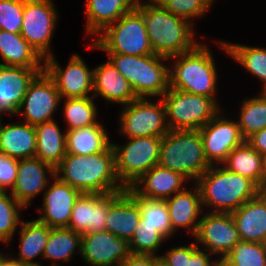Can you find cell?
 Returning <instances> with one entry per match:
<instances>
[{
	"instance_id": "48",
	"label": "cell",
	"mask_w": 266,
	"mask_h": 266,
	"mask_svg": "<svg viewBox=\"0 0 266 266\" xmlns=\"http://www.w3.org/2000/svg\"><path fill=\"white\" fill-rule=\"evenodd\" d=\"M1 252V251H0ZM0 266H29L13 259V257L0 253Z\"/></svg>"
},
{
	"instance_id": "26",
	"label": "cell",
	"mask_w": 266,
	"mask_h": 266,
	"mask_svg": "<svg viewBox=\"0 0 266 266\" xmlns=\"http://www.w3.org/2000/svg\"><path fill=\"white\" fill-rule=\"evenodd\" d=\"M138 0H86V32L99 35L108 25L132 11Z\"/></svg>"
},
{
	"instance_id": "10",
	"label": "cell",
	"mask_w": 266,
	"mask_h": 266,
	"mask_svg": "<svg viewBox=\"0 0 266 266\" xmlns=\"http://www.w3.org/2000/svg\"><path fill=\"white\" fill-rule=\"evenodd\" d=\"M123 107L119 132L127 138L163 137L168 133L166 109L161 98L156 103L150 101L149 97L136 98Z\"/></svg>"
},
{
	"instance_id": "49",
	"label": "cell",
	"mask_w": 266,
	"mask_h": 266,
	"mask_svg": "<svg viewBox=\"0 0 266 266\" xmlns=\"http://www.w3.org/2000/svg\"><path fill=\"white\" fill-rule=\"evenodd\" d=\"M263 169V191L266 190V153L261 155Z\"/></svg>"
},
{
	"instance_id": "29",
	"label": "cell",
	"mask_w": 266,
	"mask_h": 266,
	"mask_svg": "<svg viewBox=\"0 0 266 266\" xmlns=\"http://www.w3.org/2000/svg\"><path fill=\"white\" fill-rule=\"evenodd\" d=\"M35 157L54 169L66 155V131L63 134L55 120L35 125Z\"/></svg>"
},
{
	"instance_id": "36",
	"label": "cell",
	"mask_w": 266,
	"mask_h": 266,
	"mask_svg": "<svg viewBox=\"0 0 266 266\" xmlns=\"http://www.w3.org/2000/svg\"><path fill=\"white\" fill-rule=\"evenodd\" d=\"M245 99L240 107L238 126L241 135L247 140L254 133L266 128V92Z\"/></svg>"
},
{
	"instance_id": "17",
	"label": "cell",
	"mask_w": 266,
	"mask_h": 266,
	"mask_svg": "<svg viewBox=\"0 0 266 266\" xmlns=\"http://www.w3.org/2000/svg\"><path fill=\"white\" fill-rule=\"evenodd\" d=\"M130 254L129 242L109 231L82 235L81 258L90 266H120Z\"/></svg>"
},
{
	"instance_id": "40",
	"label": "cell",
	"mask_w": 266,
	"mask_h": 266,
	"mask_svg": "<svg viewBox=\"0 0 266 266\" xmlns=\"http://www.w3.org/2000/svg\"><path fill=\"white\" fill-rule=\"evenodd\" d=\"M166 239L152 226L143 223L141 216L130 244L131 254L154 255Z\"/></svg>"
},
{
	"instance_id": "38",
	"label": "cell",
	"mask_w": 266,
	"mask_h": 266,
	"mask_svg": "<svg viewBox=\"0 0 266 266\" xmlns=\"http://www.w3.org/2000/svg\"><path fill=\"white\" fill-rule=\"evenodd\" d=\"M221 264L223 266H266V244L239 240Z\"/></svg>"
},
{
	"instance_id": "21",
	"label": "cell",
	"mask_w": 266,
	"mask_h": 266,
	"mask_svg": "<svg viewBox=\"0 0 266 266\" xmlns=\"http://www.w3.org/2000/svg\"><path fill=\"white\" fill-rule=\"evenodd\" d=\"M240 240L266 244V190L231 212Z\"/></svg>"
},
{
	"instance_id": "12",
	"label": "cell",
	"mask_w": 266,
	"mask_h": 266,
	"mask_svg": "<svg viewBox=\"0 0 266 266\" xmlns=\"http://www.w3.org/2000/svg\"><path fill=\"white\" fill-rule=\"evenodd\" d=\"M54 55L44 59V71L54 81L61 99L90 97L93 91V69L78 54L72 55L64 69Z\"/></svg>"
},
{
	"instance_id": "47",
	"label": "cell",
	"mask_w": 266,
	"mask_h": 266,
	"mask_svg": "<svg viewBox=\"0 0 266 266\" xmlns=\"http://www.w3.org/2000/svg\"><path fill=\"white\" fill-rule=\"evenodd\" d=\"M246 141L259 154L266 153V128L254 133Z\"/></svg>"
},
{
	"instance_id": "9",
	"label": "cell",
	"mask_w": 266,
	"mask_h": 266,
	"mask_svg": "<svg viewBox=\"0 0 266 266\" xmlns=\"http://www.w3.org/2000/svg\"><path fill=\"white\" fill-rule=\"evenodd\" d=\"M129 139L125 145L111 143L115 170L120 183L130 187L143 174L158 165L162 137L143 136Z\"/></svg>"
},
{
	"instance_id": "51",
	"label": "cell",
	"mask_w": 266,
	"mask_h": 266,
	"mask_svg": "<svg viewBox=\"0 0 266 266\" xmlns=\"http://www.w3.org/2000/svg\"><path fill=\"white\" fill-rule=\"evenodd\" d=\"M1 118H2V114L0 113V126H1V123H2V122H1V121H2Z\"/></svg>"
},
{
	"instance_id": "25",
	"label": "cell",
	"mask_w": 266,
	"mask_h": 266,
	"mask_svg": "<svg viewBox=\"0 0 266 266\" xmlns=\"http://www.w3.org/2000/svg\"><path fill=\"white\" fill-rule=\"evenodd\" d=\"M141 218L136 201L124 190L109 206L106 231L131 241Z\"/></svg>"
},
{
	"instance_id": "19",
	"label": "cell",
	"mask_w": 266,
	"mask_h": 266,
	"mask_svg": "<svg viewBox=\"0 0 266 266\" xmlns=\"http://www.w3.org/2000/svg\"><path fill=\"white\" fill-rule=\"evenodd\" d=\"M53 177L55 169L39 158L18 160L17 178L11 195L24 207H29L31 200L50 185L48 175Z\"/></svg>"
},
{
	"instance_id": "33",
	"label": "cell",
	"mask_w": 266,
	"mask_h": 266,
	"mask_svg": "<svg viewBox=\"0 0 266 266\" xmlns=\"http://www.w3.org/2000/svg\"><path fill=\"white\" fill-rule=\"evenodd\" d=\"M81 246V234L67 227L51 228L43 258L55 261L51 266H59L58 261L69 262L77 249L81 255Z\"/></svg>"
},
{
	"instance_id": "11",
	"label": "cell",
	"mask_w": 266,
	"mask_h": 266,
	"mask_svg": "<svg viewBox=\"0 0 266 266\" xmlns=\"http://www.w3.org/2000/svg\"><path fill=\"white\" fill-rule=\"evenodd\" d=\"M57 19L52 0H24L20 34L43 59L53 55L50 43Z\"/></svg>"
},
{
	"instance_id": "39",
	"label": "cell",
	"mask_w": 266,
	"mask_h": 266,
	"mask_svg": "<svg viewBox=\"0 0 266 266\" xmlns=\"http://www.w3.org/2000/svg\"><path fill=\"white\" fill-rule=\"evenodd\" d=\"M24 207L7 192H0V241L3 243L9 242L17 231V226L20 225V210Z\"/></svg>"
},
{
	"instance_id": "15",
	"label": "cell",
	"mask_w": 266,
	"mask_h": 266,
	"mask_svg": "<svg viewBox=\"0 0 266 266\" xmlns=\"http://www.w3.org/2000/svg\"><path fill=\"white\" fill-rule=\"evenodd\" d=\"M194 238L198 247L202 245L209 254L220 255V262L240 240L231 213L220 212L203 215Z\"/></svg>"
},
{
	"instance_id": "44",
	"label": "cell",
	"mask_w": 266,
	"mask_h": 266,
	"mask_svg": "<svg viewBox=\"0 0 266 266\" xmlns=\"http://www.w3.org/2000/svg\"><path fill=\"white\" fill-rule=\"evenodd\" d=\"M197 244L191 243L188 246L171 248L164 255L160 256L169 266H188V260L191 253L197 248Z\"/></svg>"
},
{
	"instance_id": "24",
	"label": "cell",
	"mask_w": 266,
	"mask_h": 266,
	"mask_svg": "<svg viewBox=\"0 0 266 266\" xmlns=\"http://www.w3.org/2000/svg\"><path fill=\"white\" fill-rule=\"evenodd\" d=\"M192 190L184 189L165 201L173 231L176 232L181 227L188 228L194 237L200 222L199 215L203 214L201 213L203 205L198 186L195 185Z\"/></svg>"
},
{
	"instance_id": "30",
	"label": "cell",
	"mask_w": 266,
	"mask_h": 266,
	"mask_svg": "<svg viewBox=\"0 0 266 266\" xmlns=\"http://www.w3.org/2000/svg\"><path fill=\"white\" fill-rule=\"evenodd\" d=\"M111 143L101 124L66 130V154L93 155L106 151Z\"/></svg>"
},
{
	"instance_id": "32",
	"label": "cell",
	"mask_w": 266,
	"mask_h": 266,
	"mask_svg": "<svg viewBox=\"0 0 266 266\" xmlns=\"http://www.w3.org/2000/svg\"><path fill=\"white\" fill-rule=\"evenodd\" d=\"M222 165L226 169L252 180L263 191L262 157L247 141L234 148Z\"/></svg>"
},
{
	"instance_id": "34",
	"label": "cell",
	"mask_w": 266,
	"mask_h": 266,
	"mask_svg": "<svg viewBox=\"0 0 266 266\" xmlns=\"http://www.w3.org/2000/svg\"><path fill=\"white\" fill-rule=\"evenodd\" d=\"M218 44L228 53L227 55L240 63L250 74L258 77L263 83L261 92H266V49L225 41H219Z\"/></svg>"
},
{
	"instance_id": "42",
	"label": "cell",
	"mask_w": 266,
	"mask_h": 266,
	"mask_svg": "<svg viewBox=\"0 0 266 266\" xmlns=\"http://www.w3.org/2000/svg\"><path fill=\"white\" fill-rule=\"evenodd\" d=\"M23 13L24 0H0V29L20 33Z\"/></svg>"
},
{
	"instance_id": "43",
	"label": "cell",
	"mask_w": 266,
	"mask_h": 266,
	"mask_svg": "<svg viewBox=\"0 0 266 266\" xmlns=\"http://www.w3.org/2000/svg\"><path fill=\"white\" fill-rule=\"evenodd\" d=\"M18 160L0 151V191L13 189L17 178ZM8 189V190H7Z\"/></svg>"
},
{
	"instance_id": "4",
	"label": "cell",
	"mask_w": 266,
	"mask_h": 266,
	"mask_svg": "<svg viewBox=\"0 0 266 266\" xmlns=\"http://www.w3.org/2000/svg\"><path fill=\"white\" fill-rule=\"evenodd\" d=\"M168 59L175 61L169 68L170 88L213 98L218 102L214 97L218 71L208 45L199 43L191 51Z\"/></svg>"
},
{
	"instance_id": "13",
	"label": "cell",
	"mask_w": 266,
	"mask_h": 266,
	"mask_svg": "<svg viewBox=\"0 0 266 266\" xmlns=\"http://www.w3.org/2000/svg\"><path fill=\"white\" fill-rule=\"evenodd\" d=\"M220 112L199 129L204 153L211 166L215 163L222 165L229 153L246 141L241 135L238 122L225 118L224 113Z\"/></svg>"
},
{
	"instance_id": "46",
	"label": "cell",
	"mask_w": 266,
	"mask_h": 266,
	"mask_svg": "<svg viewBox=\"0 0 266 266\" xmlns=\"http://www.w3.org/2000/svg\"><path fill=\"white\" fill-rule=\"evenodd\" d=\"M158 255L130 254L120 266H154Z\"/></svg>"
},
{
	"instance_id": "31",
	"label": "cell",
	"mask_w": 266,
	"mask_h": 266,
	"mask_svg": "<svg viewBox=\"0 0 266 266\" xmlns=\"http://www.w3.org/2000/svg\"><path fill=\"white\" fill-rule=\"evenodd\" d=\"M20 226L19 255L13 259L29 266H42L33 259L40 255L43 257L51 228L37 219L29 222L21 221Z\"/></svg>"
},
{
	"instance_id": "18",
	"label": "cell",
	"mask_w": 266,
	"mask_h": 266,
	"mask_svg": "<svg viewBox=\"0 0 266 266\" xmlns=\"http://www.w3.org/2000/svg\"><path fill=\"white\" fill-rule=\"evenodd\" d=\"M53 179V184L42 195L44 206L37 211L44 213L37 220L50 228L68 227L73 206L81 192L61 181L56 175Z\"/></svg>"
},
{
	"instance_id": "8",
	"label": "cell",
	"mask_w": 266,
	"mask_h": 266,
	"mask_svg": "<svg viewBox=\"0 0 266 266\" xmlns=\"http://www.w3.org/2000/svg\"><path fill=\"white\" fill-rule=\"evenodd\" d=\"M169 130H199L219 111L213 99L169 88L162 96Z\"/></svg>"
},
{
	"instance_id": "22",
	"label": "cell",
	"mask_w": 266,
	"mask_h": 266,
	"mask_svg": "<svg viewBox=\"0 0 266 266\" xmlns=\"http://www.w3.org/2000/svg\"><path fill=\"white\" fill-rule=\"evenodd\" d=\"M188 180L181 173L164 168L159 164L143 174L130 187L140 196L149 199L166 200L185 189ZM184 187V188H183Z\"/></svg>"
},
{
	"instance_id": "45",
	"label": "cell",
	"mask_w": 266,
	"mask_h": 266,
	"mask_svg": "<svg viewBox=\"0 0 266 266\" xmlns=\"http://www.w3.org/2000/svg\"><path fill=\"white\" fill-rule=\"evenodd\" d=\"M209 255L197 247L189 257L188 266H218L221 263L219 260H210Z\"/></svg>"
},
{
	"instance_id": "37",
	"label": "cell",
	"mask_w": 266,
	"mask_h": 266,
	"mask_svg": "<svg viewBox=\"0 0 266 266\" xmlns=\"http://www.w3.org/2000/svg\"><path fill=\"white\" fill-rule=\"evenodd\" d=\"M94 97L67 98L64 105V118L67 123L66 130L79 129L97 122V108Z\"/></svg>"
},
{
	"instance_id": "1",
	"label": "cell",
	"mask_w": 266,
	"mask_h": 266,
	"mask_svg": "<svg viewBox=\"0 0 266 266\" xmlns=\"http://www.w3.org/2000/svg\"><path fill=\"white\" fill-rule=\"evenodd\" d=\"M55 175L81 193L108 194L126 190L116 175L112 146L93 155L66 154L55 168Z\"/></svg>"
},
{
	"instance_id": "20",
	"label": "cell",
	"mask_w": 266,
	"mask_h": 266,
	"mask_svg": "<svg viewBox=\"0 0 266 266\" xmlns=\"http://www.w3.org/2000/svg\"><path fill=\"white\" fill-rule=\"evenodd\" d=\"M43 71L0 64V113L16 115L29 84Z\"/></svg>"
},
{
	"instance_id": "3",
	"label": "cell",
	"mask_w": 266,
	"mask_h": 266,
	"mask_svg": "<svg viewBox=\"0 0 266 266\" xmlns=\"http://www.w3.org/2000/svg\"><path fill=\"white\" fill-rule=\"evenodd\" d=\"M201 193L203 207L211 212L231 213L256 197L262 190L250 179L223 165H213L195 183Z\"/></svg>"
},
{
	"instance_id": "16",
	"label": "cell",
	"mask_w": 266,
	"mask_h": 266,
	"mask_svg": "<svg viewBox=\"0 0 266 266\" xmlns=\"http://www.w3.org/2000/svg\"><path fill=\"white\" fill-rule=\"evenodd\" d=\"M122 192L81 193L73 206L67 228L81 235L105 231L109 206Z\"/></svg>"
},
{
	"instance_id": "14",
	"label": "cell",
	"mask_w": 266,
	"mask_h": 266,
	"mask_svg": "<svg viewBox=\"0 0 266 266\" xmlns=\"http://www.w3.org/2000/svg\"><path fill=\"white\" fill-rule=\"evenodd\" d=\"M61 100L54 81L43 71L29 84L17 115L22 112L24 122L34 126L52 121Z\"/></svg>"
},
{
	"instance_id": "50",
	"label": "cell",
	"mask_w": 266,
	"mask_h": 266,
	"mask_svg": "<svg viewBox=\"0 0 266 266\" xmlns=\"http://www.w3.org/2000/svg\"><path fill=\"white\" fill-rule=\"evenodd\" d=\"M154 266H169L160 256L154 260Z\"/></svg>"
},
{
	"instance_id": "6",
	"label": "cell",
	"mask_w": 266,
	"mask_h": 266,
	"mask_svg": "<svg viewBox=\"0 0 266 266\" xmlns=\"http://www.w3.org/2000/svg\"><path fill=\"white\" fill-rule=\"evenodd\" d=\"M158 164L196 182L211 166L199 130H169L162 137Z\"/></svg>"
},
{
	"instance_id": "35",
	"label": "cell",
	"mask_w": 266,
	"mask_h": 266,
	"mask_svg": "<svg viewBox=\"0 0 266 266\" xmlns=\"http://www.w3.org/2000/svg\"><path fill=\"white\" fill-rule=\"evenodd\" d=\"M138 204L143 223L154 227L166 240L175 233L165 200L149 199L138 195L131 187L125 190Z\"/></svg>"
},
{
	"instance_id": "5",
	"label": "cell",
	"mask_w": 266,
	"mask_h": 266,
	"mask_svg": "<svg viewBox=\"0 0 266 266\" xmlns=\"http://www.w3.org/2000/svg\"><path fill=\"white\" fill-rule=\"evenodd\" d=\"M109 60L129 81L137 98L162 97L170 88L169 66L166 57L156 54L132 56L107 53Z\"/></svg>"
},
{
	"instance_id": "7",
	"label": "cell",
	"mask_w": 266,
	"mask_h": 266,
	"mask_svg": "<svg viewBox=\"0 0 266 266\" xmlns=\"http://www.w3.org/2000/svg\"><path fill=\"white\" fill-rule=\"evenodd\" d=\"M99 36L89 45L90 48L104 50L105 53L132 56L154 54L143 14L136 7L108 25Z\"/></svg>"
},
{
	"instance_id": "27",
	"label": "cell",
	"mask_w": 266,
	"mask_h": 266,
	"mask_svg": "<svg viewBox=\"0 0 266 266\" xmlns=\"http://www.w3.org/2000/svg\"><path fill=\"white\" fill-rule=\"evenodd\" d=\"M0 151L17 160L35 157V126L25 122L7 125L1 123Z\"/></svg>"
},
{
	"instance_id": "28",
	"label": "cell",
	"mask_w": 266,
	"mask_h": 266,
	"mask_svg": "<svg viewBox=\"0 0 266 266\" xmlns=\"http://www.w3.org/2000/svg\"><path fill=\"white\" fill-rule=\"evenodd\" d=\"M0 56L4 62L0 63L2 65L44 68V59L20 33H11L0 29Z\"/></svg>"
},
{
	"instance_id": "41",
	"label": "cell",
	"mask_w": 266,
	"mask_h": 266,
	"mask_svg": "<svg viewBox=\"0 0 266 266\" xmlns=\"http://www.w3.org/2000/svg\"><path fill=\"white\" fill-rule=\"evenodd\" d=\"M168 11L176 16L185 18L189 22L193 18L203 17L212 6L214 0H156ZM191 20V21H190Z\"/></svg>"
},
{
	"instance_id": "2",
	"label": "cell",
	"mask_w": 266,
	"mask_h": 266,
	"mask_svg": "<svg viewBox=\"0 0 266 266\" xmlns=\"http://www.w3.org/2000/svg\"><path fill=\"white\" fill-rule=\"evenodd\" d=\"M136 8L143 14L154 54L170 58L191 51L199 44L193 38L194 22L174 15L156 0H138Z\"/></svg>"
},
{
	"instance_id": "23",
	"label": "cell",
	"mask_w": 266,
	"mask_h": 266,
	"mask_svg": "<svg viewBox=\"0 0 266 266\" xmlns=\"http://www.w3.org/2000/svg\"><path fill=\"white\" fill-rule=\"evenodd\" d=\"M93 97L101 96L106 101L127 105L137 97L129 81L108 59L93 69Z\"/></svg>"
}]
</instances>
